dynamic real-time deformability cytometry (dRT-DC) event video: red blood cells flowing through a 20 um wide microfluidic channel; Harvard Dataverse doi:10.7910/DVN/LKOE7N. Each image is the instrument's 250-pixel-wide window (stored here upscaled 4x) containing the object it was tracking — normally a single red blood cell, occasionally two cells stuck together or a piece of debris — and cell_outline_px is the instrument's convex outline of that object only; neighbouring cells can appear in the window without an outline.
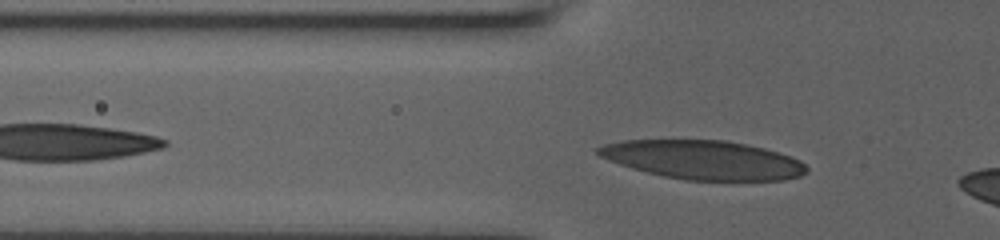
{"species": "human", "species_latin": "Homo sapiens", "temperature_condition": "room temperature", "stored_images_in_passage": 22, "camera_frame_rate_fps": 3000, "um_per_image_px": 0.085, "donor": {"sex": "male"}, "frame": {"image": 1, "passage_image": 3, "time_ms": 1.0, "image_size_px": [1000, 240], "cell_outline_px": [[808, 172], [800, 176], [784, 180], [684, 180], [664, 176], [632, 168], [608, 160], [600, 156], [596, 152], [596, 148], [604, 144], [624, 140], [728, 140], [748, 144], [780, 152], [792, 156], [800, 160], [808, 168]], "centroid_in_image_um": [59.81, 13.58], "position_along_channel_um": 66.0, "area_um2": 47.34}}
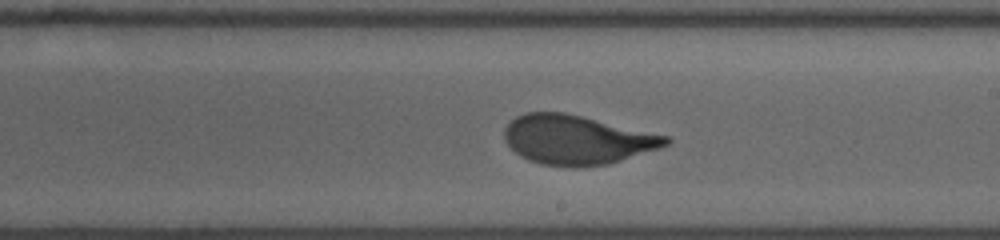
{"frame": {"image": 2, "passage_image": 13, "time_ms": 5.667, "image_size_px": [1000, 240], "cell_outline_px": [[672, 140], [668, 144], [660, 148], [608, 164], [576, 168], [572, 168], [540, 164], [528, 160], [520, 156], [504, 140], [504, 128], [516, 116], [524, 112], [564, 112], [668, 136]], "centroid_in_image_um": [49.01, 11.89], "position_along_channel_um": 240.0, "area_um2": 46.36}}
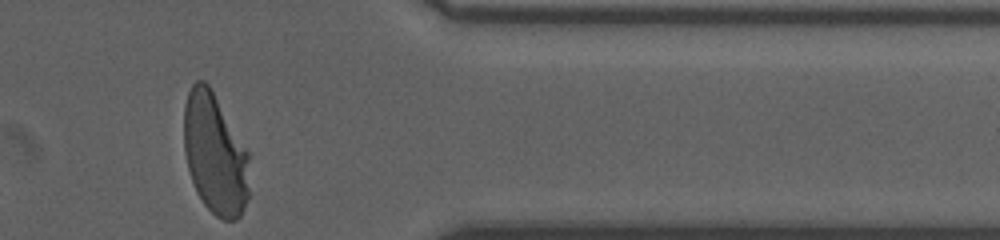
{"frame": {"image": 3, "passage_image": 22, "time_ms": 10.0, "image_size_px": [1000, 240], "cell_outline_px": [[248, 196], [244, 208], [240, 216], [236, 220], [224, 220], [216, 216], [204, 204], [196, 192], [188, 168], [184, 152], [184, 104], [188, 92], [192, 84], [196, 80], [204, 80], [208, 84], [248, 152]], "centroid_in_image_um": [18.25, 13.1], "position_along_channel_um": 393.2, "area_um2": 45.78}, "authors_computed_cell_mechanics": {"area_um2": 46.4712, "velocity_mm_per_s": 3.8411, "shape_relaxation_time_tau1_ms": 3.4905, "shape_relaxation_time_tau2_ms": null, "deformation_change_tau1": 0.1897, "deformation_change_tau2": null}}